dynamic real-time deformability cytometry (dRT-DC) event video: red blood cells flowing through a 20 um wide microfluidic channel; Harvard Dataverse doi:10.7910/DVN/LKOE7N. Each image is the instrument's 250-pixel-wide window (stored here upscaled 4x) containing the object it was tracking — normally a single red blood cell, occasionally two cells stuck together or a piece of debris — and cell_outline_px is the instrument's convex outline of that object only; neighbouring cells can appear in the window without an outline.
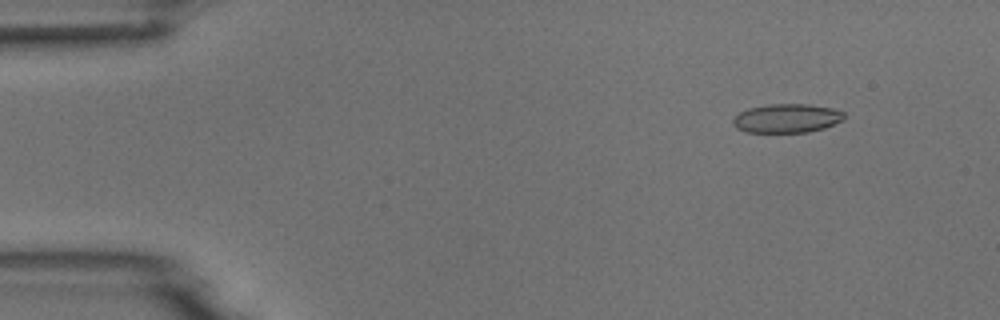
{"species": "common noctule bat (a hibernating species)", "species_latin": "Nyctalus noctula", "temperature_condition": "room temperature", "stored_images_in_passage": 5, "camera_frame_rate_fps": 3000, "um_per_image_px": 0.085, "animal": {"sex": "male", "body_mass_g": 18.8}, "frame": {"image": 1, "passage_image": 2, "time_ms": 1.333, "image_size_px": [1000, 320], "cell_outline_px": [[844, 120], [824, 128], [808, 132], [744, 132], [736, 128], [732, 124], [732, 120], [740, 112], [748, 108], [768, 104], [808, 104], [832, 108], [844, 112]], "centroid_in_image_um": [66.87, 10.05], "position_along_channel_um": 18.1, "area_um2": 18.79}}
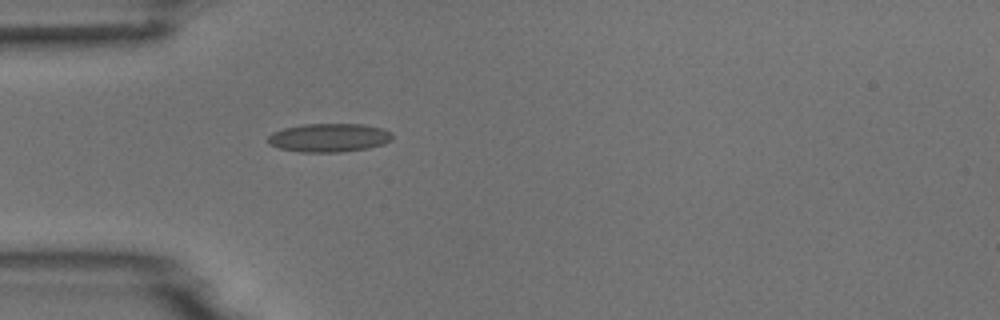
{"frame": {"image": 2, "passage_image": 5, "time_ms": 4.667, "image_size_px": [1000, 320], "cell_outline_px": [[392, 140], [384, 144], [368, 148], [340, 152], [300, 152], [280, 148], [268, 144], [268, 136], [272, 132], [284, 128], [304, 124], [364, 124], [380, 128], [392, 132]], "centroid_in_image_um": [27.97, 11.7], "position_along_channel_um": 57.0, "area_um2": 20.75}}